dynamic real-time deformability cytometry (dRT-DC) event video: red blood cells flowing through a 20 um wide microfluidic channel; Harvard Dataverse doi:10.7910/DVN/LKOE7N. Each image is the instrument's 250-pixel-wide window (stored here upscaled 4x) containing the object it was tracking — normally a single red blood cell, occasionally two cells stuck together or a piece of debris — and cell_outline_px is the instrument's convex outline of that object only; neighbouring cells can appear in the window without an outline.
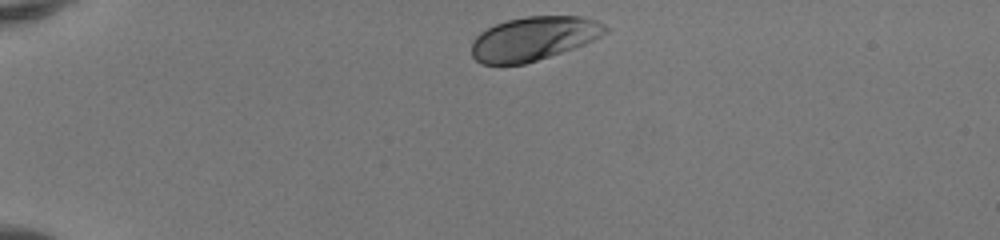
{"species": "human", "species_latin": "Homo sapiens", "temperature_condition": "room temperature", "stored_images_in_passage": 35, "camera_frame_rate_fps": 3000, "um_per_image_px": 0.085, "donor": {"sex": "female"}, "frame": {"image": 1, "passage_image": 1, "time_ms": 0.0, "image_size_px": [1000, 240], "cell_outline_px": [[608, 32], [584, 44], [524, 64], [480, 64], [472, 56], [472, 40], [480, 32], [496, 24], [508, 20], [528, 16], [580, 16], [596, 20], [604, 24], [608, 28]], "centroid_in_image_um": [45.34, 3.27], "position_along_channel_um": 39.7, "area_um2": 33.87}}
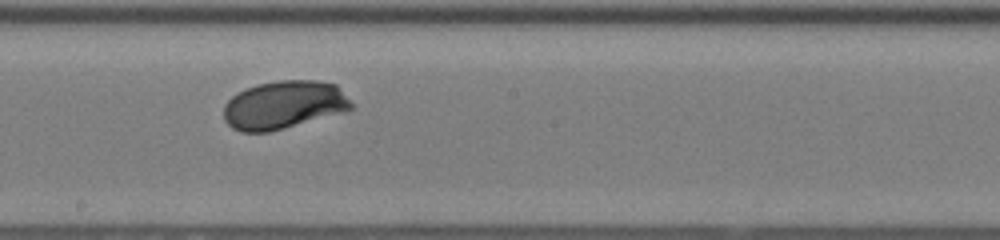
{"frame": {"image": 2, "passage_image": 19, "time_ms": 6.0, "image_size_px": [1000, 240], "cell_outline_px": [[352, 108], [344, 112], [284, 128], [268, 132], [240, 132], [232, 128], [224, 120], [224, 104], [236, 92], [256, 84], [280, 80], [316, 80], [336, 84], [352, 104]], "centroid_in_image_um": [24.09, 8.91], "position_along_channel_um": 224.1, "area_um2": 35.84}}
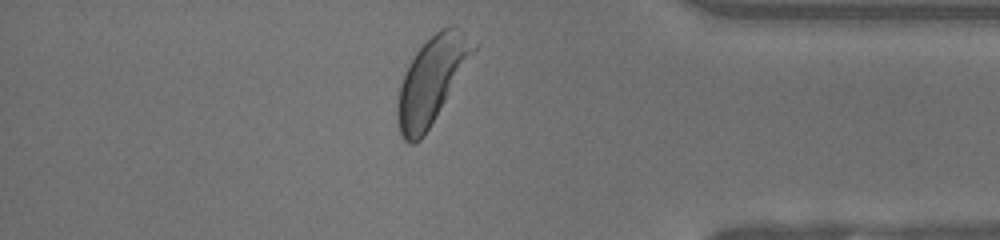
{"frame": {"image": 3, "passage_image": 33, "time_ms": 10.667, "image_size_px": [1000, 240], "cell_outline_px": [[476, 48], [424, 136], [420, 140], [412, 144], [408, 144], [400, 136], [396, 120], [396, 104], [400, 84], [408, 64], [416, 52], [440, 28], [452, 24], [460, 28], [476, 44]], "centroid_in_image_um": [36.63, 6.84], "position_along_channel_um": 398.6, "area_um2": 37.51}, "authors_computed_cell_mechanics": {"area_um2": 35.4892, "velocity_mm_per_s": 4.101, "shape_relaxation_time_tau1_ms": 1.8122, "shape_relaxation_time_tau2_ms": null, "deformation_change_tau1": 0.142, "deformation_change_tau2": null}}